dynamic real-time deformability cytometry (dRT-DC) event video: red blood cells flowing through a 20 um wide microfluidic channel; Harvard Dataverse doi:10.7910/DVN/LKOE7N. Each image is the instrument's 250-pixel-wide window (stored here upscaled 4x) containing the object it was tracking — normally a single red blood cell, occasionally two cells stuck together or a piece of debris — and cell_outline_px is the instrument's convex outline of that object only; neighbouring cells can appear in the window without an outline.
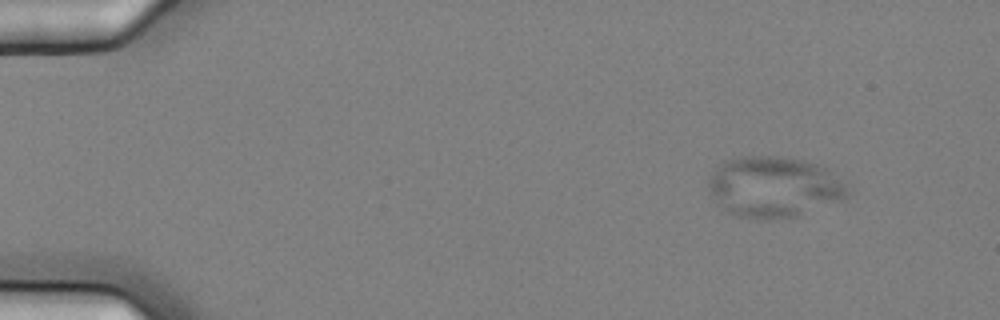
{"species": "common noctule bat (a hibernating species)", "species_latin": "Nyctalus noctula", "temperature_condition": "cold", "stored_images_in_passage": 7, "camera_frame_rate_fps": 3000, "um_per_image_px": 0.085, "animal": {"sex": "female", "body_mass_g": 25.1}, "frame": {"image": 1, "passage_image": 1, "time_ms": 0.0, "image_size_px": [1000, 320], "cell_outline_px": [[848, 196], [840, 200], [796, 216], [768, 220], [760, 220], [740, 216], [728, 212], [716, 204], [708, 184], [708, 176], [724, 160], [736, 156], [780, 156], [800, 160], [816, 164], [828, 168], [844, 184], [848, 192]], "centroid_in_image_um": [65.73, 15.88], "position_along_channel_um": 19.3, "area_um2": 49.25}}